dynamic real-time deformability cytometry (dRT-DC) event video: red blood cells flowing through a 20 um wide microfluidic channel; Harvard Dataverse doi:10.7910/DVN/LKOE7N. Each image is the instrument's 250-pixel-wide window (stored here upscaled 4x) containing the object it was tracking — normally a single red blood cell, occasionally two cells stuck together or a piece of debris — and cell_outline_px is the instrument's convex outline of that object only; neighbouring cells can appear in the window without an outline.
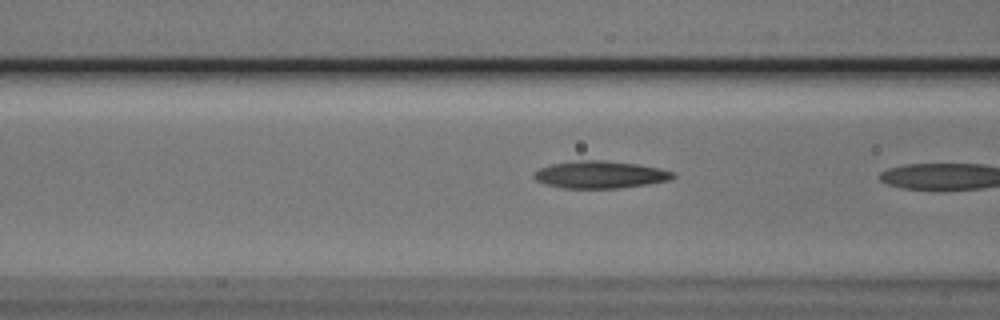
{"species": "Egyptian fruit bat (a non-hibernating species)", "species_latin": "Rousettus aegyptiacus", "temperature_condition": "cold", "stored_images_in_passage": 6, "camera_frame_rate_fps": 3000, "um_per_image_px": 0.085, "animal": {"sex": "male"}, "frame": {"image": 1, "passage_image": 5, "time_ms": 1.333, "image_size_px": [1000, 320], "cell_outline_px": [[676, 176], [668, 180], [648, 184], [616, 188], [564, 188], [544, 184], [536, 180], [532, 176], [532, 172], [540, 168], [552, 164], [580, 160], [604, 160], [636, 164], [660, 168], [672, 172]], "centroid_in_image_um": [50.97, 14.84], "position_along_channel_um": 115.6, "area_um2": 22.02}}